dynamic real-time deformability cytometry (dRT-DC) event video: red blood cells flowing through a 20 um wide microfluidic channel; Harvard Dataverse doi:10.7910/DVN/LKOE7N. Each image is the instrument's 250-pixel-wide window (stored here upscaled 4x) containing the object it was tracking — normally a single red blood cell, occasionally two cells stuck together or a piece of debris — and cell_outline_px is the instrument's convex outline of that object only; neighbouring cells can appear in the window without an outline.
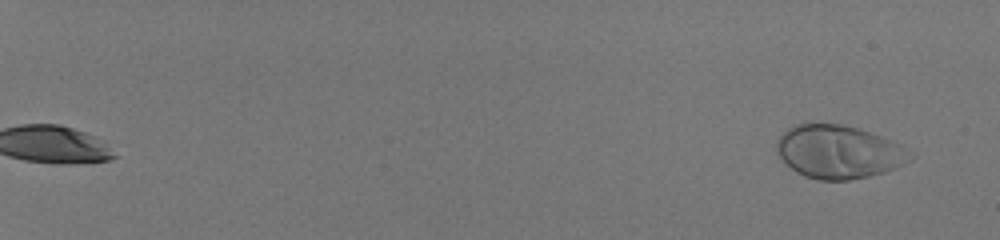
{"species": "human", "species_latin": "Homo sapiens", "temperature_condition": "room temperature", "stored_images_in_passage": 55, "camera_frame_rate_fps": 3000, "um_per_image_px": 0.085, "donor": {"sex": "male"}, "frame": {"image": 1, "passage_image": 1, "time_ms": 0.0, "image_size_px": [1000, 240], "cell_outline_px": [[916, 156], [896, 168], [884, 172], [868, 176], [848, 180], [820, 180], [804, 176], [796, 172], [776, 152], [776, 140], [788, 128], [796, 124], [844, 124], [892, 140]], "centroid_in_image_um": [71.28, 12.91], "position_along_channel_um": 13.7, "area_um2": 41.1}}
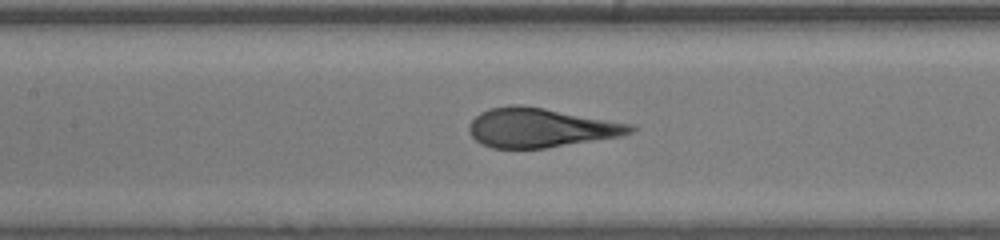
{"frame": {"image": 2, "passage_image": 31, "time_ms": 10.0, "image_size_px": [1000, 240], "cell_outline_px": [[636, 128], [632, 132], [620, 136], [544, 148], [492, 148], [480, 144], [468, 132], [468, 124], [480, 112], [492, 108], [512, 104], [516, 104], [544, 108], [636, 124]], "centroid_in_image_um": [45.94, 10.85], "position_along_channel_um": 161.5, "area_um2": 36.93}}
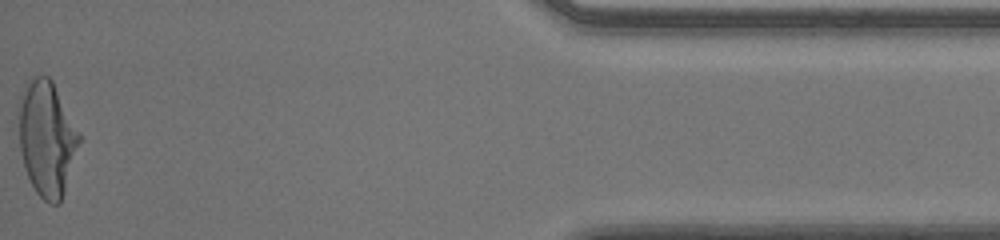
{"frame": {"image": 3, "passage_image": 55, "time_ms": 18.0, "image_size_px": [1000, 240], "cell_outline_px": [[80, 140], [64, 192], [60, 204], [48, 204], [36, 192], [28, 176], [20, 152], [16, 108], [20, 96], [28, 84], [36, 76], [48, 76], [52, 80], [80, 132]], "centroid_in_image_um": [3.96, 11.76], "position_along_channel_um": 431.2, "area_um2": 40.58}, "authors_computed_cell_mechanics": {"area_um2": 38.6104, "velocity_mm_per_s": 4.0524, "shape_relaxation_time_tau1_ms": 4.2349, "shape_relaxation_time_tau2_ms": null, "deformation_change_tau1": 0.2324, "deformation_change_tau2": null}}